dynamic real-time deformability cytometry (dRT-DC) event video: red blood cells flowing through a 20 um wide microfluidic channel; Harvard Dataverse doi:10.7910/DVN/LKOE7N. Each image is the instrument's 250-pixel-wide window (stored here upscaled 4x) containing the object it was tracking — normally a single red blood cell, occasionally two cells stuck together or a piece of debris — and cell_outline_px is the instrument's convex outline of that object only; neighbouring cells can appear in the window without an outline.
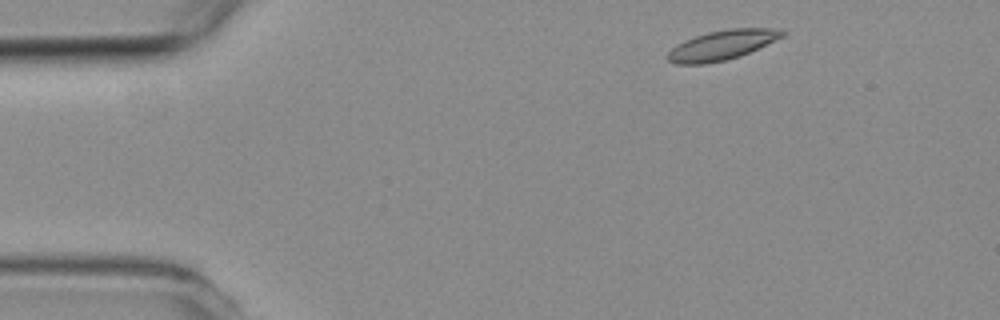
{"species": "common noctule bat (a hibernating species)", "species_latin": "Nyctalus noctula", "temperature_condition": "room temperature", "stored_images_in_passage": 3, "camera_frame_rate_fps": 3000, "um_per_image_px": 0.085, "animal": {"sex": "female", "body_mass_g": 19.3, "forearm_length_mm": 54.1}, "frame": {"image": 1, "passage_image": 1, "time_ms": 0.0, "image_size_px": [1000, 320], "cell_outline_px": [[784, 36], [740, 56], [724, 60], [704, 64], [676, 64], [668, 60], [664, 56], [676, 44], [696, 36], [708, 32], [728, 28], [772, 28], [784, 32]], "centroid_in_image_um": [61.31, 3.84], "position_along_channel_um": 23.7, "area_um2": 19.59}}